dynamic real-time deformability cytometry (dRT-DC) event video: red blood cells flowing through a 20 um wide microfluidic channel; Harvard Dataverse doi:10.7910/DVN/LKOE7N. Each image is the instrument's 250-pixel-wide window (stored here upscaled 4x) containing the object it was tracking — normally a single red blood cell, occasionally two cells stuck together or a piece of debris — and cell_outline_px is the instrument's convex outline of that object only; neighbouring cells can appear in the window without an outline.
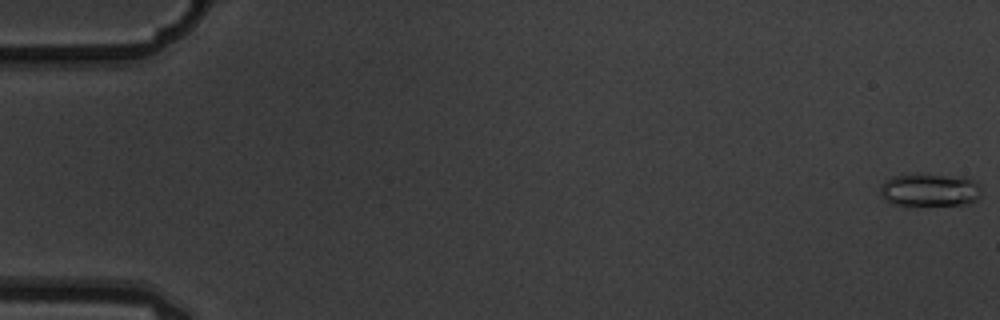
{"species": "common noctule bat (a hibernating species)", "species_latin": "Nyctalus noctula", "temperature_condition": "warm", "stored_images_in_passage": 5, "camera_frame_rate_fps": 3000, "um_per_image_px": 0.085, "animal": {"sex": "male", "body_mass_g": 19.5, "forearm_length_mm": 54.6}, "frame": {"image": 1, "passage_image": 1, "time_ms": 0.0, "image_size_px": [1000, 320], "cell_outline_px": [[980, 196], [972, 204], [904, 208], [892, 204], [884, 200], [880, 196], [880, 184], [884, 180], [892, 176], [964, 176], [980, 184]], "centroid_in_image_um": [78.99, 16.24], "position_along_channel_um": 6.0, "area_um2": 20.11}}